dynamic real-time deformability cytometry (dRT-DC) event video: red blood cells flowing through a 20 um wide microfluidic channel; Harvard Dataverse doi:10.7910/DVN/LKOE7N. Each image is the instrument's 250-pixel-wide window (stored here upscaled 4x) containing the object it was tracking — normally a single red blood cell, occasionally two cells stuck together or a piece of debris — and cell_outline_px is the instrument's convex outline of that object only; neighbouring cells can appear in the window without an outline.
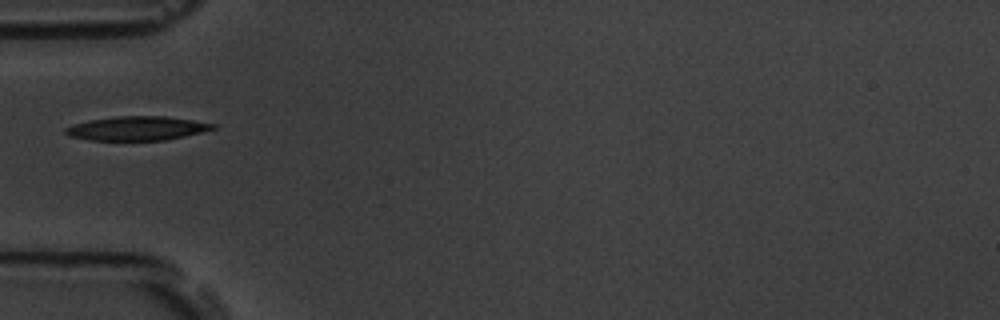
{"species": "common noctule bat (a hibernating species)", "species_latin": "Nyctalus noctula", "temperature_condition": "room temperature", "stored_images_in_passage": 1, "camera_frame_rate_fps": 3000, "um_per_image_px": 0.085, "animal": {"sex": "male", "body_mass_g": 19.5, "forearm_length_mm": 54.6}, "frame": {"image": 1, "passage_image": 1, "time_ms": 0.0, "image_size_px": [1000, 320], "cell_outline_px": [[216, 128], [184, 136], [164, 140], [88, 140], [72, 136], [64, 132], [64, 128], [72, 124], [88, 120], [116, 116], [164, 116], [192, 120], [216, 124]], "centroid_in_image_um": [11.61, 10.9], "position_along_channel_um": 73.4, "area_um2": 20.52}}